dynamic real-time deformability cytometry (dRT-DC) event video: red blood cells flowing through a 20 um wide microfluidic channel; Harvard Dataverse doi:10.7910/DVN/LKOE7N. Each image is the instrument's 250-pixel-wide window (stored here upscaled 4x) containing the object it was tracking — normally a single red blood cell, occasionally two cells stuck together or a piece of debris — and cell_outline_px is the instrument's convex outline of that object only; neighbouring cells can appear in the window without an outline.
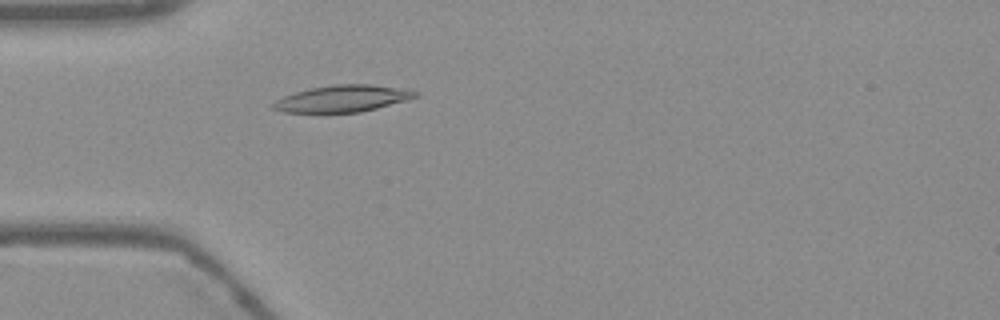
{"species": "Egyptian fruit bat (a non-hibernating species)", "species_latin": "Rousettus aegyptiacus", "temperature_condition": "warm", "stored_images_in_passage": 54, "camera_frame_rate_fps": 3000, "um_per_image_px": 0.085, "frame": {"image": 1, "passage_image": 16, "time_ms": 5.0, "image_size_px": [1000, 320], "cell_outline_px": [[420, 96], [408, 100], [360, 112], [284, 112], [272, 108], [272, 104], [276, 100], [284, 96], [296, 92], [312, 88], [336, 84], [372, 84], [420, 92]], "centroid_in_image_um": [29.14, 8.38], "position_along_channel_um": 55.9, "area_um2": 21.85}}
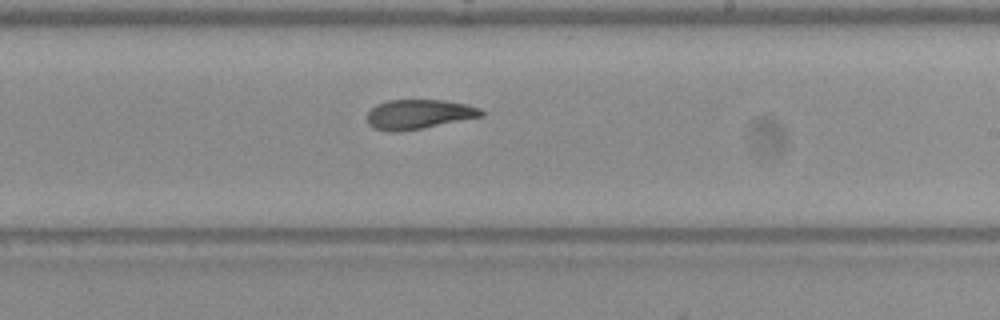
{"frame": {"image": 2, "passage_image": 32, "time_ms": 10.333, "image_size_px": [1000, 320], "cell_outline_px": [[484, 116], [400, 132], [388, 132], [372, 128], [368, 124], [368, 112], [376, 104], [388, 100], [444, 100], [464, 104], [480, 108], [484, 112]], "centroid_in_image_um": [35.56, 9.72], "position_along_channel_um": 253.4, "area_um2": 19.65}}
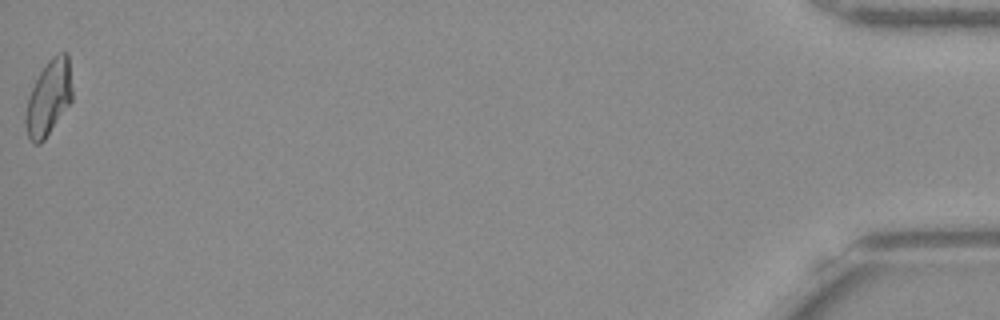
{"frame": {"image": 3, "passage_image": 54, "time_ms": 17.667, "image_size_px": [1000, 320], "cell_outline_px": [[72, 100], [44, 140], [40, 144], [36, 144], [28, 136], [24, 124], [24, 120], [28, 96], [40, 72], [48, 60], [56, 52], [68, 52], [72, 88]], "centroid_in_image_um": [4.14, 8.28], "position_along_channel_um": 431.1, "area_um2": 20.4}, "authors_computed_cell_mechanics": {"area_um2": 20.23, "velocity_mm_per_s": 3.7848, "shape_relaxation_time_tau1_ms": 8.5481, "shape_relaxation_time_tau2_ms": 2.4868, "deformation_change_tau1": 0.241, "deformation_change_tau2": 0.0951}}